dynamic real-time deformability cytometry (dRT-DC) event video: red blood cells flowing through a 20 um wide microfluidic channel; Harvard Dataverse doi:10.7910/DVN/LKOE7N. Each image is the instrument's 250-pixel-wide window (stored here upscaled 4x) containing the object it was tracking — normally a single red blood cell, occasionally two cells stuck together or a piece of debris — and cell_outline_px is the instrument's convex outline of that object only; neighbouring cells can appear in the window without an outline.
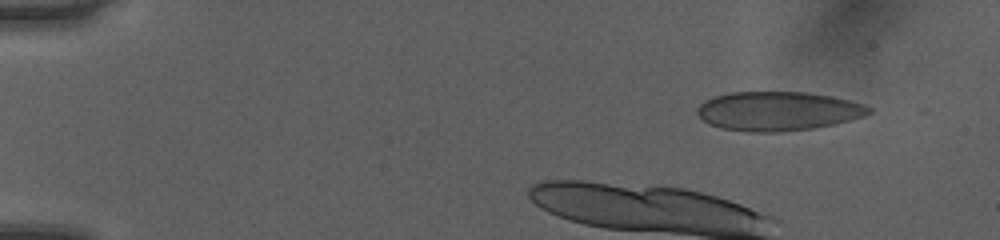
{"species": "human", "species_latin": "Homo sapiens", "temperature_condition": "room temperature", "stored_images_in_passage": 14, "camera_frame_rate_fps": 3000, "um_per_image_px": 0.085, "donor": {"sex": "female"}, "frame": {"image": 1, "passage_image": 5, "time_ms": 1.333, "image_size_px": [1000, 240], "cell_outline_px": [[872, 112], [864, 116], [832, 124], [812, 128], [776, 132], [752, 132], [724, 128], [712, 124], [704, 120], [696, 112], [700, 104], [716, 96], [732, 92], [800, 92], [828, 96], [848, 100], [872, 108]], "centroid_in_image_um": [66.12, 9.44], "position_along_channel_um": 18.9, "area_um2": 38.26}}